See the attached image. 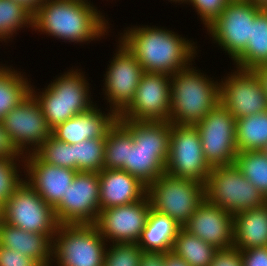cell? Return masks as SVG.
Segmentation results:
<instances>
[{"mask_svg":"<svg viewBox=\"0 0 267 266\" xmlns=\"http://www.w3.org/2000/svg\"><path fill=\"white\" fill-rule=\"evenodd\" d=\"M252 71L259 80L261 87L267 96V64H261L258 67L253 68Z\"/></svg>","mask_w":267,"mask_h":266,"instance_id":"7bdbcfd3","label":"cell"},{"mask_svg":"<svg viewBox=\"0 0 267 266\" xmlns=\"http://www.w3.org/2000/svg\"><path fill=\"white\" fill-rule=\"evenodd\" d=\"M0 219L25 231L46 234L52 240L59 227L54 207L24 180L0 209Z\"/></svg>","mask_w":267,"mask_h":266,"instance_id":"30bf717a","label":"cell"},{"mask_svg":"<svg viewBox=\"0 0 267 266\" xmlns=\"http://www.w3.org/2000/svg\"><path fill=\"white\" fill-rule=\"evenodd\" d=\"M0 266H41L35 259L19 251L0 246Z\"/></svg>","mask_w":267,"mask_h":266,"instance_id":"74e56055","label":"cell"},{"mask_svg":"<svg viewBox=\"0 0 267 266\" xmlns=\"http://www.w3.org/2000/svg\"><path fill=\"white\" fill-rule=\"evenodd\" d=\"M151 208L183 227L205 199L203 183L164 173L147 186Z\"/></svg>","mask_w":267,"mask_h":266,"instance_id":"ba28073f","label":"cell"},{"mask_svg":"<svg viewBox=\"0 0 267 266\" xmlns=\"http://www.w3.org/2000/svg\"><path fill=\"white\" fill-rule=\"evenodd\" d=\"M0 157L24 158V155L15 147L9 134L0 121Z\"/></svg>","mask_w":267,"mask_h":266,"instance_id":"60d3db41","label":"cell"},{"mask_svg":"<svg viewBox=\"0 0 267 266\" xmlns=\"http://www.w3.org/2000/svg\"><path fill=\"white\" fill-rule=\"evenodd\" d=\"M32 16L33 13L23 4L0 0V43L12 42L14 36L19 34L17 32L25 27L32 29Z\"/></svg>","mask_w":267,"mask_h":266,"instance_id":"4dcf8cb0","label":"cell"},{"mask_svg":"<svg viewBox=\"0 0 267 266\" xmlns=\"http://www.w3.org/2000/svg\"><path fill=\"white\" fill-rule=\"evenodd\" d=\"M265 155H267V144L265 145V147L261 150Z\"/></svg>","mask_w":267,"mask_h":266,"instance_id":"c3c4849f","label":"cell"},{"mask_svg":"<svg viewBox=\"0 0 267 266\" xmlns=\"http://www.w3.org/2000/svg\"><path fill=\"white\" fill-rule=\"evenodd\" d=\"M267 144V110L236 119L238 152L262 150Z\"/></svg>","mask_w":267,"mask_h":266,"instance_id":"83f0119b","label":"cell"},{"mask_svg":"<svg viewBox=\"0 0 267 266\" xmlns=\"http://www.w3.org/2000/svg\"><path fill=\"white\" fill-rule=\"evenodd\" d=\"M27 7L32 13L45 1V0H13Z\"/></svg>","mask_w":267,"mask_h":266,"instance_id":"f6af8a7d","label":"cell"},{"mask_svg":"<svg viewBox=\"0 0 267 266\" xmlns=\"http://www.w3.org/2000/svg\"><path fill=\"white\" fill-rule=\"evenodd\" d=\"M116 49L103 74V100L119 115L133 100L144 70L139 61L116 40ZM109 103V104H108Z\"/></svg>","mask_w":267,"mask_h":266,"instance_id":"4fadbf2b","label":"cell"},{"mask_svg":"<svg viewBox=\"0 0 267 266\" xmlns=\"http://www.w3.org/2000/svg\"><path fill=\"white\" fill-rule=\"evenodd\" d=\"M263 8L267 10V3L263 6Z\"/></svg>","mask_w":267,"mask_h":266,"instance_id":"681fc988","label":"cell"},{"mask_svg":"<svg viewBox=\"0 0 267 266\" xmlns=\"http://www.w3.org/2000/svg\"><path fill=\"white\" fill-rule=\"evenodd\" d=\"M24 180L54 207L64 196L77 171L42 162L34 153L24 155Z\"/></svg>","mask_w":267,"mask_h":266,"instance_id":"ffe728a7","label":"cell"},{"mask_svg":"<svg viewBox=\"0 0 267 266\" xmlns=\"http://www.w3.org/2000/svg\"><path fill=\"white\" fill-rule=\"evenodd\" d=\"M109 19L91 0H45L33 12L32 30L82 46L108 37Z\"/></svg>","mask_w":267,"mask_h":266,"instance_id":"7a4b0ae2","label":"cell"},{"mask_svg":"<svg viewBox=\"0 0 267 266\" xmlns=\"http://www.w3.org/2000/svg\"><path fill=\"white\" fill-rule=\"evenodd\" d=\"M218 249L181 228L174 239L171 251L190 266H210Z\"/></svg>","mask_w":267,"mask_h":266,"instance_id":"f1b7e54d","label":"cell"},{"mask_svg":"<svg viewBox=\"0 0 267 266\" xmlns=\"http://www.w3.org/2000/svg\"><path fill=\"white\" fill-rule=\"evenodd\" d=\"M237 249L267 247V203L234 215V243Z\"/></svg>","mask_w":267,"mask_h":266,"instance_id":"cb8c5ba5","label":"cell"},{"mask_svg":"<svg viewBox=\"0 0 267 266\" xmlns=\"http://www.w3.org/2000/svg\"><path fill=\"white\" fill-rule=\"evenodd\" d=\"M151 204L148 196L128 204L100 210L95 222L107 243H137L145 228Z\"/></svg>","mask_w":267,"mask_h":266,"instance_id":"ac0fdd59","label":"cell"},{"mask_svg":"<svg viewBox=\"0 0 267 266\" xmlns=\"http://www.w3.org/2000/svg\"><path fill=\"white\" fill-rule=\"evenodd\" d=\"M0 246L19 251L41 266H51L53 240L46 234L25 231L0 219Z\"/></svg>","mask_w":267,"mask_h":266,"instance_id":"603a6c76","label":"cell"},{"mask_svg":"<svg viewBox=\"0 0 267 266\" xmlns=\"http://www.w3.org/2000/svg\"><path fill=\"white\" fill-rule=\"evenodd\" d=\"M105 111H107L105 113ZM105 111L94 106L91 110L75 115L52 129V136L68 144H76L95 138H106L109 129L118 120V115L111 109Z\"/></svg>","mask_w":267,"mask_h":266,"instance_id":"44dd1931","label":"cell"},{"mask_svg":"<svg viewBox=\"0 0 267 266\" xmlns=\"http://www.w3.org/2000/svg\"><path fill=\"white\" fill-rule=\"evenodd\" d=\"M119 121L133 135L128 164L122 170L148 186L165 173L171 124L168 121Z\"/></svg>","mask_w":267,"mask_h":266,"instance_id":"277c9868","label":"cell"},{"mask_svg":"<svg viewBox=\"0 0 267 266\" xmlns=\"http://www.w3.org/2000/svg\"><path fill=\"white\" fill-rule=\"evenodd\" d=\"M210 266H243L241 250L235 246L227 249H218Z\"/></svg>","mask_w":267,"mask_h":266,"instance_id":"f35d334b","label":"cell"},{"mask_svg":"<svg viewBox=\"0 0 267 266\" xmlns=\"http://www.w3.org/2000/svg\"><path fill=\"white\" fill-rule=\"evenodd\" d=\"M168 2H171V3L175 2L174 4L178 3V5H181V4H183L185 2V0H168Z\"/></svg>","mask_w":267,"mask_h":266,"instance_id":"7dc6e473","label":"cell"},{"mask_svg":"<svg viewBox=\"0 0 267 266\" xmlns=\"http://www.w3.org/2000/svg\"><path fill=\"white\" fill-rule=\"evenodd\" d=\"M98 176L100 210L137 202L147 194V186L125 170L104 168Z\"/></svg>","mask_w":267,"mask_h":266,"instance_id":"7402d4cb","label":"cell"},{"mask_svg":"<svg viewBox=\"0 0 267 266\" xmlns=\"http://www.w3.org/2000/svg\"><path fill=\"white\" fill-rule=\"evenodd\" d=\"M165 266H190L184 259L172 251L165 253Z\"/></svg>","mask_w":267,"mask_h":266,"instance_id":"ee69618b","label":"cell"},{"mask_svg":"<svg viewBox=\"0 0 267 266\" xmlns=\"http://www.w3.org/2000/svg\"><path fill=\"white\" fill-rule=\"evenodd\" d=\"M139 266H165V253L143 251Z\"/></svg>","mask_w":267,"mask_h":266,"instance_id":"b9f144b4","label":"cell"},{"mask_svg":"<svg viewBox=\"0 0 267 266\" xmlns=\"http://www.w3.org/2000/svg\"><path fill=\"white\" fill-rule=\"evenodd\" d=\"M17 69L0 63V121L30 93L32 78Z\"/></svg>","mask_w":267,"mask_h":266,"instance_id":"484cf974","label":"cell"},{"mask_svg":"<svg viewBox=\"0 0 267 266\" xmlns=\"http://www.w3.org/2000/svg\"><path fill=\"white\" fill-rule=\"evenodd\" d=\"M262 9L263 6L250 0H229L221 14L206 27V33L233 62L246 49L253 21Z\"/></svg>","mask_w":267,"mask_h":266,"instance_id":"9c48e42d","label":"cell"},{"mask_svg":"<svg viewBox=\"0 0 267 266\" xmlns=\"http://www.w3.org/2000/svg\"><path fill=\"white\" fill-rule=\"evenodd\" d=\"M34 154L44 163L75 170L74 144L59 141L52 135Z\"/></svg>","mask_w":267,"mask_h":266,"instance_id":"836d02e7","label":"cell"},{"mask_svg":"<svg viewBox=\"0 0 267 266\" xmlns=\"http://www.w3.org/2000/svg\"><path fill=\"white\" fill-rule=\"evenodd\" d=\"M107 245L95 224H60L51 266H103Z\"/></svg>","mask_w":267,"mask_h":266,"instance_id":"8992f818","label":"cell"},{"mask_svg":"<svg viewBox=\"0 0 267 266\" xmlns=\"http://www.w3.org/2000/svg\"><path fill=\"white\" fill-rule=\"evenodd\" d=\"M142 252L137 243L108 244L103 266H139Z\"/></svg>","mask_w":267,"mask_h":266,"instance_id":"d590c367","label":"cell"},{"mask_svg":"<svg viewBox=\"0 0 267 266\" xmlns=\"http://www.w3.org/2000/svg\"><path fill=\"white\" fill-rule=\"evenodd\" d=\"M181 228L168 215L160 214L151 208L137 244L143 251L169 252Z\"/></svg>","mask_w":267,"mask_h":266,"instance_id":"d4e9b609","label":"cell"},{"mask_svg":"<svg viewBox=\"0 0 267 266\" xmlns=\"http://www.w3.org/2000/svg\"><path fill=\"white\" fill-rule=\"evenodd\" d=\"M205 160L211 168L235 164L236 119L221 103L217 104L199 123Z\"/></svg>","mask_w":267,"mask_h":266,"instance_id":"7c38bea8","label":"cell"},{"mask_svg":"<svg viewBox=\"0 0 267 266\" xmlns=\"http://www.w3.org/2000/svg\"><path fill=\"white\" fill-rule=\"evenodd\" d=\"M1 122L23 155L34 153L52 135L41 107L31 93L9 111Z\"/></svg>","mask_w":267,"mask_h":266,"instance_id":"9a60e30c","label":"cell"},{"mask_svg":"<svg viewBox=\"0 0 267 266\" xmlns=\"http://www.w3.org/2000/svg\"><path fill=\"white\" fill-rule=\"evenodd\" d=\"M170 96L171 76L144 72L133 100L118 115V120L169 121Z\"/></svg>","mask_w":267,"mask_h":266,"instance_id":"2e32d148","label":"cell"},{"mask_svg":"<svg viewBox=\"0 0 267 266\" xmlns=\"http://www.w3.org/2000/svg\"><path fill=\"white\" fill-rule=\"evenodd\" d=\"M192 65L171 76L170 124L196 125L220 103L219 79Z\"/></svg>","mask_w":267,"mask_h":266,"instance_id":"3957f363","label":"cell"},{"mask_svg":"<svg viewBox=\"0 0 267 266\" xmlns=\"http://www.w3.org/2000/svg\"><path fill=\"white\" fill-rule=\"evenodd\" d=\"M211 170L204 157L197 127L171 124L169 156L165 173L205 185Z\"/></svg>","mask_w":267,"mask_h":266,"instance_id":"8fae6325","label":"cell"},{"mask_svg":"<svg viewBox=\"0 0 267 266\" xmlns=\"http://www.w3.org/2000/svg\"><path fill=\"white\" fill-rule=\"evenodd\" d=\"M250 1L261 6H264L267 3V0H250Z\"/></svg>","mask_w":267,"mask_h":266,"instance_id":"bcb514c9","label":"cell"},{"mask_svg":"<svg viewBox=\"0 0 267 266\" xmlns=\"http://www.w3.org/2000/svg\"><path fill=\"white\" fill-rule=\"evenodd\" d=\"M21 171H24V158L0 157V209L24 181Z\"/></svg>","mask_w":267,"mask_h":266,"instance_id":"e575fe53","label":"cell"},{"mask_svg":"<svg viewBox=\"0 0 267 266\" xmlns=\"http://www.w3.org/2000/svg\"><path fill=\"white\" fill-rule=\"evenodd\" d=\"M105 139L95 138L74 144L76 171L99 173L103 170Z\"/></svg>","mask_w":267,"mask_h":266,"instance_id":"d6a6232c","label":"cell"},{"mask_svg":"<svg viewBox=\"0 0 267 266\" xmlns=\"http://www.w3.org/2000/svg\"><path fill=\"white\" fill-rule=\"evenodd\" d=\"M97 172L77 171L62 199L54 206L59 224H95L100 212Z\"/></svg>","mask_w":267,"mask_h":266,"instance_id":"5bb4252c","label":"cell"},{"mask_svg":"<svg viewBox=\"0 0 267 266\" xmlns=\"http://www.w3.org/2000/svg\"><path fill=\"white\" fill-rule=\"evenodd\" d=\"M228 2L229 0H185L183 5H191L206 28L221 14Z\"/></svg>","mask_w":267,"mask_h":266,"instance_id":"8d00e7d4","label":"cell"},{"mask_svg":"<svg viewBox=\"0 0 267 266\" xmlns=\"http://www.w3.org/2000/svg\"><path fill=\"white\" fill-rule=\"evenodd\" d=\"M235 165L267 199V155L261 150L237 153Z\"/></svg>","mask_w":267,"mask_h":266,"instance_id":"1f68e13d","label":"cell"},{"mask_svg":"<svg viewBox=\"0 0 267 266\" xmlns=\"http://www.w3.org/2000/svg\"><path fill=\"white\" fill-rule=\"evenodd\" d=\"M205 187V199L235 215L238 212L260 208L267 203L264 195L235 165L212 168Z\"/></svg>","mask_w":267,"mask_h":266,"instance_id":"52a82bcc","label":"cell"},{"mask_svg":"<svg viewBox=\"0 0 267 266\" xmlns=\"http://www.w3.org/2000/svg\"><path fill=\"white\" fill-rule=\"evenodd\" d=\"M118 40L139 61L146 73L172 76L186 68L198 56L197 42L177 32L156 25H135L124 28ZM198 51V52H197Z\"/></svg>","mask_w":267,"mask_h":266,"instance_id":"6da1fadb","label":"cell"},{"mask_svg":"<svg viewBox=\"0 0 267 266\" xmlns=\"http://www.w3.org/2000/svg\"><path fill=\"white\" fill-rule=\"evenodd\" d=\"M228 73L219 79V100L235 119L267 110V96L252 70L234 67Z\"/></svg>","mask_w":267,"mask_h":266,"instance_id":"e0dca14e","label":"cell"},{"mask_svg":"<svg viewBox=\"0 0 267 266\" xmlns=\"http://www.w3.org/2000/svg\"><path fill=\"white\" fill-rule=\"evenodd\" d=\"M82 69L72 66L60 73V76L53 77L54 80H51L47 87L41 88L42 91L31 84L30 93L38 101L51 129L97 105L91 97V83Z\"/></svg>","mask_w":267,"mask_h":266,"instance_id":"5b68a950","label":"cell"},{"mask_svg":"<svg viewBox=\"0 0 267 266\" xmlns=\"http://www.w3.org/2000/svg\"><path fill=\"white\" fill-rule=\"evenodd\" d=\"M243 266H267V247L241 250Z\"/></svg>","mask_w":267,"mask_h":266,"instance_id":"ab89813d","label":"cell"},{"mask_svg":"<svg viewBox=\"0 0 267 266\" xmlns=\"http://www.w3.org/2000/svg\"><path fill=\"white\" fill-rule=\"evenodd\" d=\"M217 249H227L234 243V215L206 199L182 227Z\"/></svg>","mask_w":267,"mask_h":266,"instance_id":"d6986e66","label":"cell"},{"mask_svg":"<svg viewBox=\"0 0 267 266\" xmlns=\"http://www.w3.org/2000/svg\"><path fill=\"white\" fill-rule=\"evenodd\" d=\"M132 145V133L117 120L106 135L103 169H123L128 164Z\"/></svg>","mask_w":267,"mask_h":266,"instance_id":"f546056e","label":"cell"},{"mask_svg":"<svg viewBox=\"0 0 267 266\" xmlns=\"http://www.w3.org/2000/svg\"><path fill=\"white\" fill-rule=\"evenodd\" d=\"M267 64V10L262 9L252 25L251 39L246 49L233 61V67L252 70Z\"/></svg>","mask_w":267,"mask_h":266,"instance_id":"4316f807","label":"cell"}]
</instances>
